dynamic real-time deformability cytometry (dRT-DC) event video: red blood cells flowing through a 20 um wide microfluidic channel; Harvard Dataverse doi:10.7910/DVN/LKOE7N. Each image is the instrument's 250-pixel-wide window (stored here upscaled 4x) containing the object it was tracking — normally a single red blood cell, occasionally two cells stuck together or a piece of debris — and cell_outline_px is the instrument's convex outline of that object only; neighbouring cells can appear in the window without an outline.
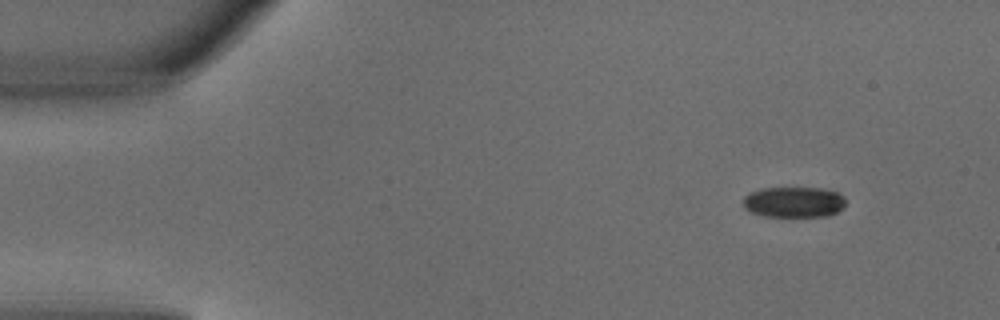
{"species": "common noctule bat (a hibernating species)", "species_latin": "Nyctalus noctula", "temperature_condition": "warm", "stored_images_in_passage": 3, "camera_frame_rate_fps": 3000, "um_per_image_px": 0.085, "animal": {"sex": "male", "body_mass_g": 18.8}, "frame": {"image": 1, "passage_image": 1, "time_ms": 0.0, "image_size_px": [1000, 320], "cell_outline_px": [[844, 208], [828, 216], [764, 216], [748, 212], [744, 208], [744, 196], [748, 192], [760, 188], [820, 188], [836, 192], [844, 196]], "centroid_in_image_um": [67.44, 17.17], "position_along_channel_um": 17.6, "area_um2": 18.44}}